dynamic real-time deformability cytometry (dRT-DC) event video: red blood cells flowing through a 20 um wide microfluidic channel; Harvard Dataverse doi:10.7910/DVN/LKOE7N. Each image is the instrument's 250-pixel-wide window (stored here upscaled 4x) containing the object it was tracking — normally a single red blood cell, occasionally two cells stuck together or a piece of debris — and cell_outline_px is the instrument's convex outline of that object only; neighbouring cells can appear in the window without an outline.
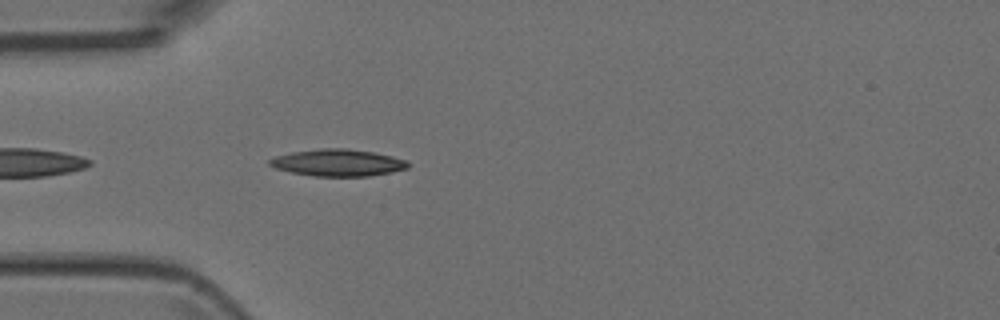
{"species": "Egyptian fruit bat (a non-hibernating species)", "species_latin": "Rousettus aegyptiacus", "temperature_condition": "room temperature", "stored_images_in_passage": 5, "camera_frame_rate_fps": 3000, "um_per_image_px": 0.085, "animal": {"sex": "female"}, "frame": {"image": 1, "passage_image": 5, "time_ms": 4.667, "image_size_px": [1000, 320], "cell_outline_px": [[408, 168], [392, 172], [368, 176], [312, 176], [292, 172], [276, 168], [268, 164], [268, 160], [276, 156], [292, 152], [320, 148], [348, 148], [372, 152], [392, 156], [408, 160]], "centroid_in_image_um": [28.73, 13.82], "position_along_channel_um": 56.3, "area_um2": 21.68}}